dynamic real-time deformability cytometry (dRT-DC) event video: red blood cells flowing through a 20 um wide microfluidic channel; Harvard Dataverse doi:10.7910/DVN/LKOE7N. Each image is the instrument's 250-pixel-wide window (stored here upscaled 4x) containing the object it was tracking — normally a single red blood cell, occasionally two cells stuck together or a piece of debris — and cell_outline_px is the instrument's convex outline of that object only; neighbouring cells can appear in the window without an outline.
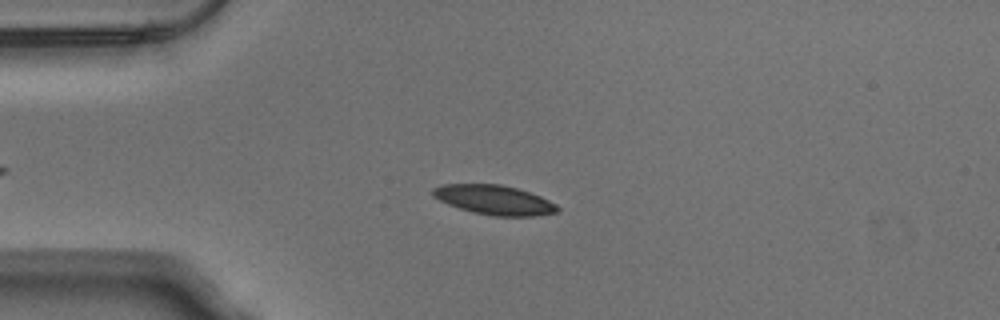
{"species": "Egyptian fruit bat (a non-hibernating species)", "species_latin": "Rousettus aegyptiacus", "temperature_condition": "warm", "stored_images_in_passage": 43, "camera_frame_rate_fps": 3000, "um_per_image_px": 0.085, "animal": {"sex": "male"}, "frame": {"image": 1, "passage_image": 3, "time_ms": 0.667, "image_size_px": [1000, 320], "cell_outline_px": [[560, 212], [536, 216], [492, 216], [472, 212], [448, 204], [432, 196], [432, 188], [440, 184], [500, 184], [516, 188], [540, 196], [556, 204], [560, 208]], "centroid_in_image_um": [42.01, 17.0], "position_along_channel_um": 43.0, "area_um2": 21.5}}
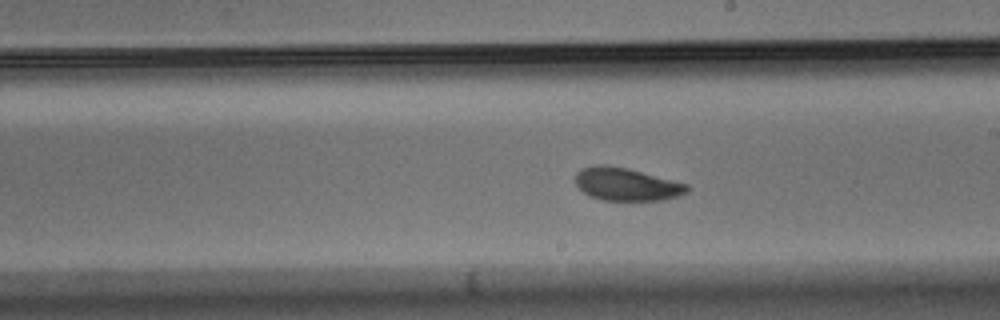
{"frame": {"image": 2, "passage_image": 20, "time_ms": 6.333, "image_size_px": [1000, 320], "cell_outline_px": [[688, 192], [664, 200], [600, 200], [588, 196], [576, 184], [576, 172], [580, 168], [596, 164], [604, 164], [628, 168], [688, 184]], "centroid_in_image_um": [53.21, 15.65], "position_along_channel_um": 235.8, "area_um2": 21.44}}
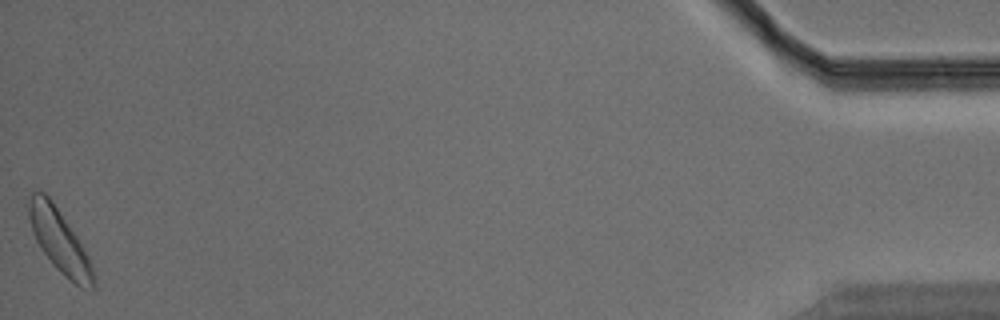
{"frame": {"image": 3, "passage_image": 43, "time_ms": 14.0, "image_size_px": [1000, 320], "cell_outline_px": [[96, 288], [80, 288], [68, 280], [52, 264], [40, 248], [32, 232], [24, 204], [32, 192], [44, 192], [52, 200], [84, 248], [92, 264], [96, 276]], "centroid_in_image_um": [5.03, 20.49], "position_along_channel_um": 430.2, "area_um2": 24.22}, "authors_computed_cell_mechanics": {"area_um2": 21.7906, "velocity_mm_per_s": 3.7857, "shape_relaxation_time_tau1_ms": 2.1278, "shape_relaxation_time_tau2_ms": null, "deformation_change_tau1": 0.1006, "deformation_change_tau2": null}}